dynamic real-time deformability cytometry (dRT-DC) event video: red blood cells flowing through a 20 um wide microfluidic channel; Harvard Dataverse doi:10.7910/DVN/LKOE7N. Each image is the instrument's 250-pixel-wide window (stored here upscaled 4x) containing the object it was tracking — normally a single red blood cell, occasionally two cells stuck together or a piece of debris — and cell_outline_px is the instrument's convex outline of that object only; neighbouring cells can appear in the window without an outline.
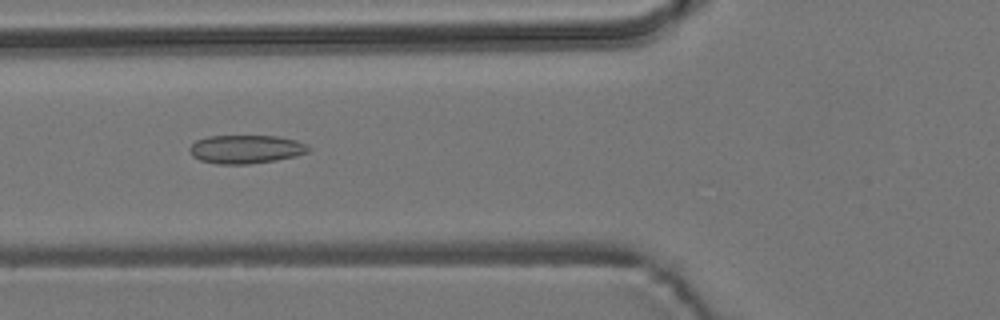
{"species": "common noctule bat (a hibernating species)", "species_latin": "Nyctalus noctula", "temperature_condition": "room temperature", "stored_images_in_passage": 33, "camera_frame_rate_fps": 3000, "um_per_image_px": 0.085, "animal": {"sex": "male", "body_mass_g": 19.2, "forearm_length_mm": 51.8}, "frame": {"image": 1, "passage_image": 20, "time_ms": 6.333, "image_size_px": [1000, 320], "cell_outline_px": [[312, 148], [308, 152], [296, 156], [276, 160], [248, 164], [216, 164], [200, 160], [192, 156], [188, 148], [196, 140], [208, 136], [276, 136], [296, 140], [308, 144]], "centroid_in_image_um": [20.91, 12.68], "position_along_channel_um": 104.9, "area_um2": 19.88}}
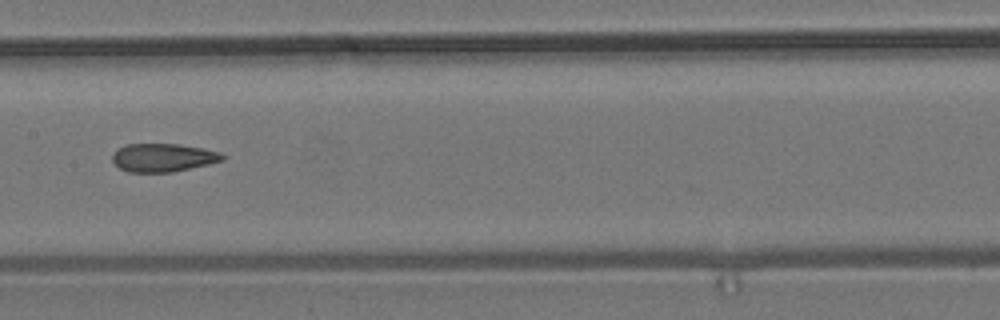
{"frame": {"image": 2, "passage_image": 27, "time_ms": 8.667, "image_size_px": [1000, 320], "cell_outline_px": [[228, 156], [224, 160], [208, 164], [172, 172], [128, 172], [120, 168], [112, 160], [112, 152], [128, 144], [180, 144], [204, 148], [220, 152]], "centroid_in_image_um": [13.9, 13.39], "position_along_channel_um": 193.5, "area_um2": 18.21}}
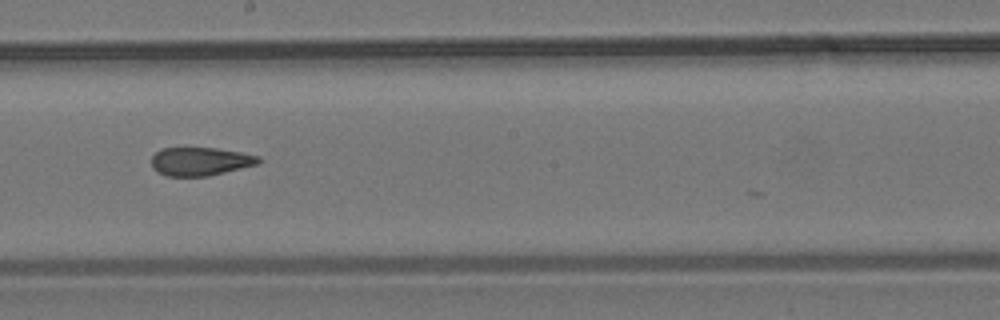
{"frame": {"image": 3, "passage_image": 30, "time_ms": 9.667, "image_size_px": [1000, 320], "cell_outline_px": [[264, 160], [256, 164], [208, 176], [168, 176], [156, 172], [152, 168], [152, 156], [160, 148], [216, 148], [240, 152], [260, 156]], "centroid_in_image_um": [17.01, 13.71], "position_along_channel_um": 231.2, "area_um2": 17.69}}